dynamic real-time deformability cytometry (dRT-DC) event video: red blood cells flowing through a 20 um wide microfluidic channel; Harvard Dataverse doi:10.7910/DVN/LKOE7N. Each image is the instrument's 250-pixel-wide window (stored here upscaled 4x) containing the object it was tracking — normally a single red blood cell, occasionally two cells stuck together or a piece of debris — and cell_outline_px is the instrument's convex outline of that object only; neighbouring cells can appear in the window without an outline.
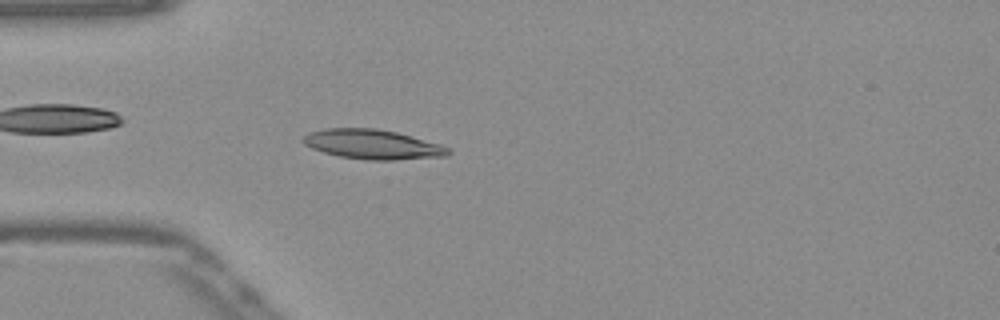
{"species": "Egyptian fruit bat (a non-hibernating species)", "species_latin": "Rousettus aegyptiacus", "temperature_condition": "warm", "stored_images_in_passage": 51, "camera_frame_rate_fps": 3000, "um_per_image_px": 0.085, "frame": {"image": 1, "passage_image": 14, "time_ms": 4.333, "image_size_px": [1000, 320], "cell_outline_px": [[452, 152], [448, 156], [396, 160], [368, 160], [340, 156], [324, 152], [312, 148], [304, 144], [300, 140], [308, 132], [324, 128], [376, 128], [396, 132], [412, 136], [440, 144], [452, 148]], "centroid_in_image_um": [31.7, 12.27], "position_along_channel_um": 53.3, "area_um2": 25.26}}
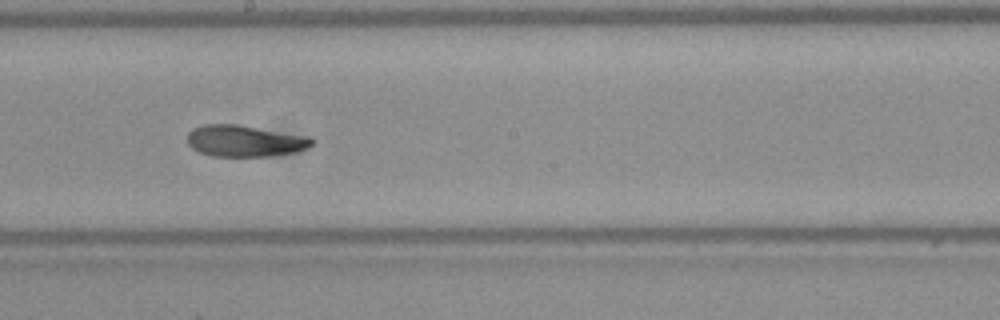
{"frame": {"image": 2, "passage_image": 28, "time_ms": 9.0, "image_size_px": [1000, 320], "cell_outline_px": [[316, 140], [308, 148], [296, 152], [272, 156], [212, 156], [200, 152], [192, 148], [188, 144], [188, 132], [192, 128], [204, 124], [236, 124], [312, 136]], "centroid_in_image_um": [20.86, 11.97], "position_along_channel_um": 227.3, "area_um2": 23.18}}
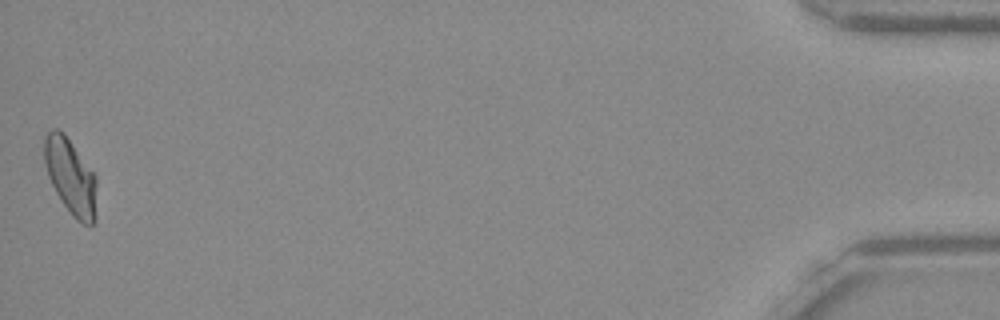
{"frame": {"image": 3, "passage_image": 51, "time_ms": 16.667, "image_size_px": [1000, 320], "cell_outline_px": [[96, 220], [92, 224], [84, 224], [76, 220], [72, 216], [56, 192], [48, 176], [44, 160], [44, 136], [52, 128], [56, 128], [68, 140], [96, 172]], "centroid_in_image_um": [6.03, 15.03], "position_along_channel_um": 429.2, "area_um2": 23.06}, "authors_computed_cell_mechanics": {"area_um2": 22.9466, "velocity_mm_per_s": 3.8778, "shape_relaxation_time_tau1_ms": 6.6506, "shape_relaxation_time_tau2_ms": 3.675, "deformation_change_tau1": 0.1705, "deformation_change_tau2": 0.0714}}